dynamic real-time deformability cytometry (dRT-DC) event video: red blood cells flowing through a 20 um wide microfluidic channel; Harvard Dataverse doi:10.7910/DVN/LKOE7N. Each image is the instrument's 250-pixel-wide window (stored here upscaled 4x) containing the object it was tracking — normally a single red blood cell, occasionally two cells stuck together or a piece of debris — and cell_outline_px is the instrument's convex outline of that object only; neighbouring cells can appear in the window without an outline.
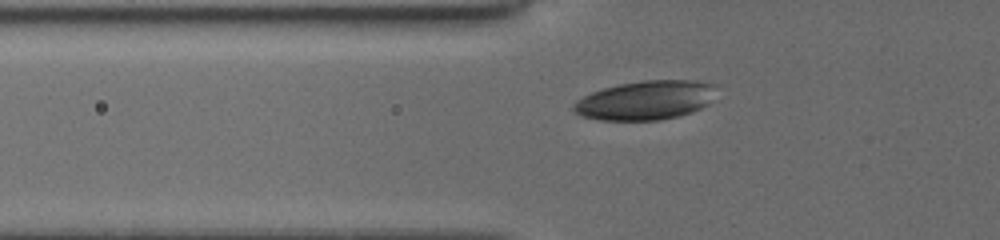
{"species": "common noctule bat (a hibernating species)", "species_latin": "Nyctalus noctula", "temperature_condition": "cold", "stored_images_in_passage": 39, "camera_frame_rate_fps": 3000, "um_per_image_px": 0.085, "animal": {"sex": "female", "body_mass_g": 19.5, "forearm_length_mm": 54.1}, "frame": {"image": 1, "passage_image": 4, "time_ms": 1.0, "image_size_px": [1000, 240], "cell_outline_px": [[716, 84], [708, 104], [692, 112], [660, 120], [600, 120], [580, 116], [572, 112], [572, 104], [576, 100], [592, 92], [604, 88], [620, 84], [640, 80], [696, 80]], "centroid_in_image_um": [54.82, 8.52], "position_along_channel_um": 71.0, "area_um2": 32.54}}
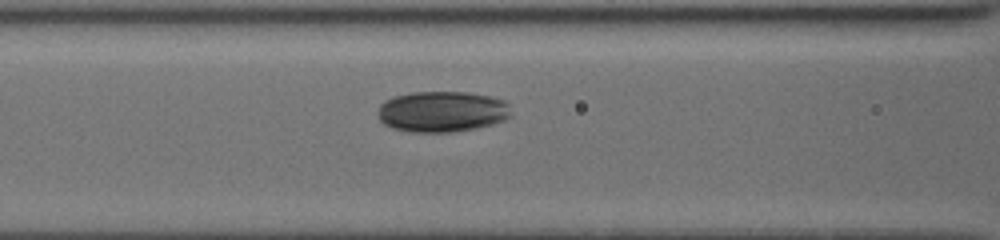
{"frame": {"image": 2, "passage_image": 9, "time_ms": 2.667, "image_size_px": [1000, 240], "cell_outline_px": [[508, 116], [504, 120], [492, 124], [476, 128], [452, 132], [408, 132], [392, 128], [384, 124], [380, 120], [376, 112], [380, 104], [384, 100], [392, 96], [412, 92], [468, 92], [488, 96], [504, 100], [508, 104]], "centroid_in_image_um": [37.5, 9.48], "position_along_channel_um": 129.1, "area_um2": 31.85}}
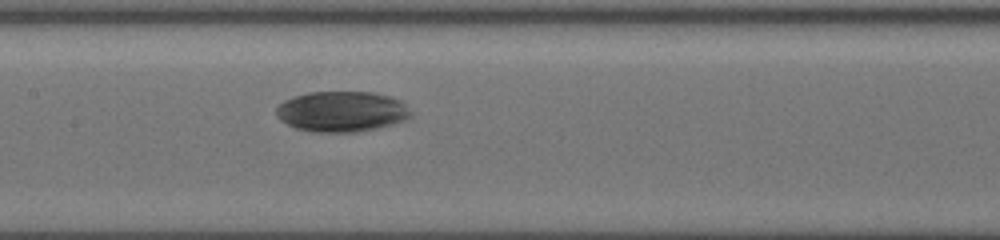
{"frame": {"image": 3, "passage_image": 13, "time_ms": 4.0, "image_size_px": [1000, 240], "cell_outline_px": [[412, 116], [404, 120], [392, 124], [376, 128], [352, 132], [312, 132], [296, 128], [280, 120], [276, 116], [276, 108], [284, 100], [292, 96], [308, 92], [372, 92], [404, 100], [412, 112]], "centroid_in_image_um": [29.06, 9.47], "position_along_channel_um": 178.3, "area_um2": 32.02}}